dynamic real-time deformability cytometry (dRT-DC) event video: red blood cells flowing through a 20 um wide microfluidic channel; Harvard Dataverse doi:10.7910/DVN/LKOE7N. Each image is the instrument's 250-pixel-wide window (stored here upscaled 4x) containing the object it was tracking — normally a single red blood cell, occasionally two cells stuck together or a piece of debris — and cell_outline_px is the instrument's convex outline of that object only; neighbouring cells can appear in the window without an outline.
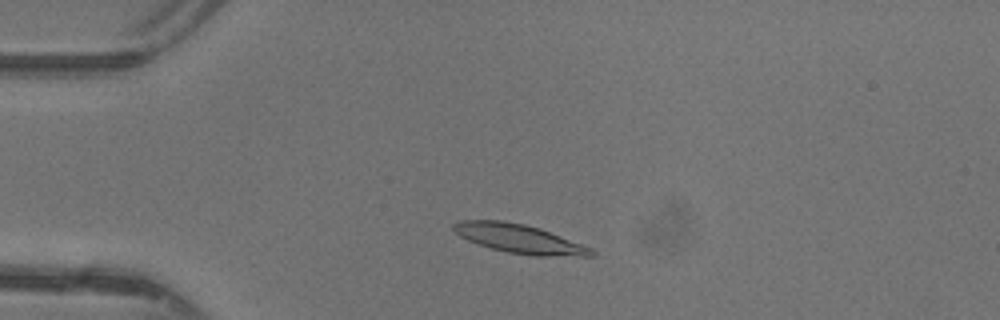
{"species": "common noctule bat (a hibernating species)", "species_latin": "Nyctalus noctula", "temperature_condition": "warm", "stored_images_in_passage": 43, "camera_frame_rate_fps": 3000, "um_per_image_px": 0.085, "animal": {"sex": "female"}, "frame": {"image": 1, "passage_image": 7, "time_ms": 2.0, "image_size_px": [1000, 320], "cell_outline_px": [[596, 256], [536, 256], [508, 252], [492, 248], [468, 240], [460, 236], [452, 228], [452, 224], [460, 220], [504, 220], [524, 224], [540, 228], [592, 248], [596, 252]], "centroid_in_image_um": [44.16, 20.29], "position_along_channel_um": 40.8, "area_um2": 23.12}}
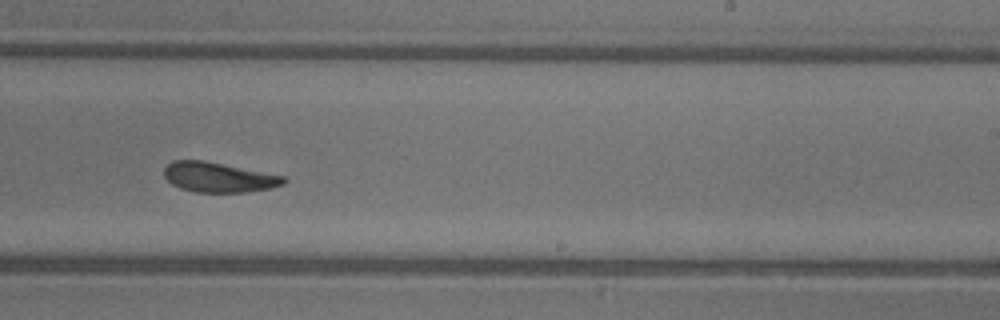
{"frame": {"image": 2, "passage_image": 25, "time_ms": 8.0, "image_size_px": [1000, 320], "cell_outline_px": [[288, 180], [284, 184], [268, 188], [244, 192], [196, 192], [180, 188], [172, 184], [164, 176], [164, 168], [172, 160], [204, 160], [284, 176]], "centroid_in_image_um": [18.56, 15.06], "position_along_channel_um": 270.4, "area_um2": 20.69}}
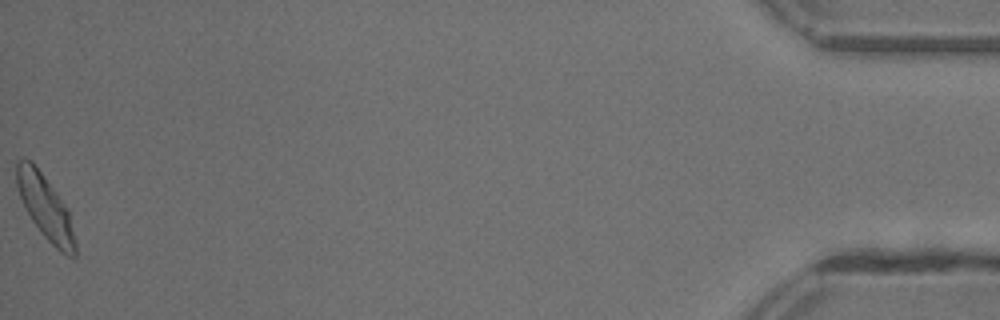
{"frame": {"image": 3, "passage_image": 43, "time_ms": 14.0, "image_size_px": [1000, 320], "cell_outline_px": [[76, 256], [68, 256], [60, 252], [44, 236], [32, 220], [20, 196], [16, 184], [16, 160], [24, 156], [32, 160], [68, 208], [76, 244]], "centroid_in_image_um": [3.85, 17.57], "position_along_channel_um": 431.4, "area_um2": 21.79}, "authors_computed_cell_mechanics": {"area_um2": 21.675, "velocity_mm_per_s": 4.374, "shape_relaxation_time_tau1_ms": 3.6339, "shape_relaxation_time_tau2_ms": 2.5292, "deformation_change_tau1": 0.1654, "deformation_change_tau2": 0.0989}}